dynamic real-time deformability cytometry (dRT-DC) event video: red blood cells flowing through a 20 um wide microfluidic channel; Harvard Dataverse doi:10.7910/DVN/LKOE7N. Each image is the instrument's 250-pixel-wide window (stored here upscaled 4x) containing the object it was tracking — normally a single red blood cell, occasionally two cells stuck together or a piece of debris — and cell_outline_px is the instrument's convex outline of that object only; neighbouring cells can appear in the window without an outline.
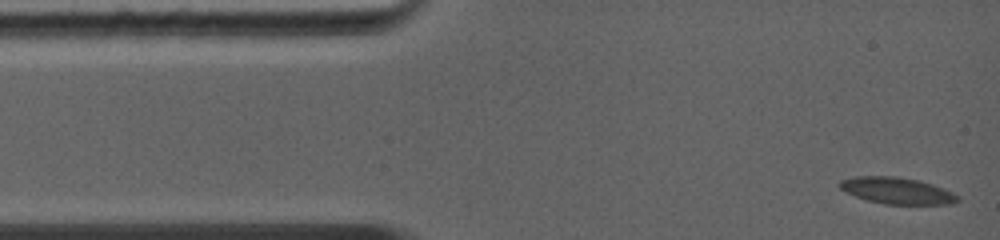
{"species": "common noctule bat (a hibernating species)", "species_latin": "Nyctalus noctula", "temperature_condition": "warm", "stored_images_in_passage": 5, "camera_frame_rate_fps": 5000, "um_per_image_px": 0.085, "animal": {"sex": "female", "body_mass_g": 19.0, "forearm_length_mm": 56.7}, "frame": {"image": 1, "passage_image": 1, "time_ms": 0.0, "image_size_px": [1000, 240], "cell_outline_px": [[960, 200], [948, 204], [888, 204], [868, 200], [856, 196], [840, 188], [836, 184], [840, 180], [860, 176], [892, 176], [916, 180], [932, 184], [956, 196]], "centroid_in_image_um": [76.17, 16.2], "position_along_channel_um": 8.8, "area_um2": 17.63}}
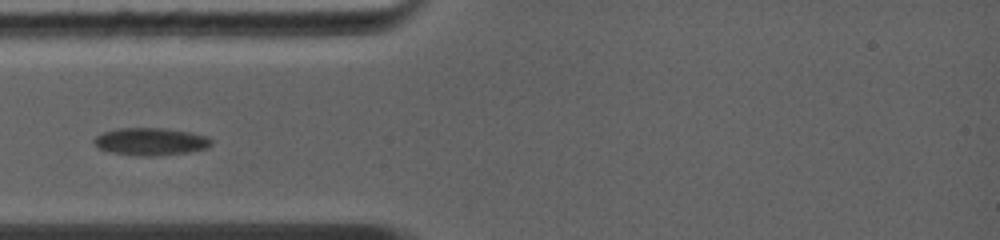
{"frame": {"image": 2, "passage_image": 4, "time_ms": 3.2, "image_size_px": [1000, 240], "cell_outline_px": [[212, 144], [208, 148], [188, 152], [152, 156], [136, 156], [112, 152], [100, 148], [92, 140], [96, 136], [104, 132], [116, 128], [164, 128], [192, 132], [208, 136], [212, 140]], "centroid_in_image_um": [12.85, 12.02], "position_along_channel_um": 72.2, "area_um2": 18.84}}
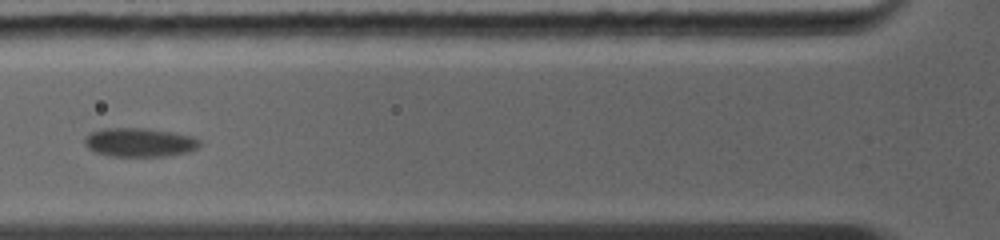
{"frame": {"image": 3, "passage_image": 5, "time_ms": 4.2, "image_size_px": [1000, 240], "cell_outline_px": [[200, 144], [196, 148], [184, 152], [164, 156], [108, 156], [96, 152], [88, 148], [84, 140], [92, 132], [104, 128], [148, 128], [172, 132], [192, 136], [200, 140]], "centroid_in_image_um": [11.85, 12.09], "position_along_channel_um": 113.9, "area_um2": 19.07}}